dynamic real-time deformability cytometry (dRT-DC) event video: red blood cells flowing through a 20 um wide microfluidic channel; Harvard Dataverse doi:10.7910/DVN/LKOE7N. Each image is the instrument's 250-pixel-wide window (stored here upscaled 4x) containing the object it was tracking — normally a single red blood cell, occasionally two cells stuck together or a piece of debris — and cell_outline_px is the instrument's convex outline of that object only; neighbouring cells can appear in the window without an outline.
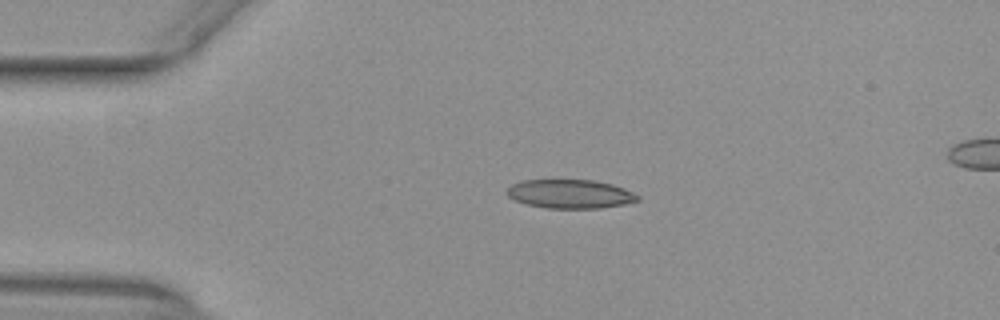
{"species": "common noctule bat (a hibernating species)", "species_latin": "Nyctalus noctula", "temperature_condition": "warm", "stored_images_in_passage": 41, "camera_frame_rate_fps": 3000, "um_per_image_px": 0.085, "animal": {"sex": "female", "body_mass_g": 29.2, "forearm_length_mm": 56.3}, "frame": {"image": 1, "passage_image": 1, "time_ms": 0.0, "image_size_px": [1000, 320], "cell_outline_px": [[640, 200], [624, 204], [600, 208], [544, 208], [524, 204], [508, 196], [504, 192], [512, 184], [520, 180], [592, 180], [612, 184], [624, 188], [640, 196]], "centroid_in_image_um": [48.44, 16.48], "position_along_channel_um": 36.6, "area_um2": 22.08}}
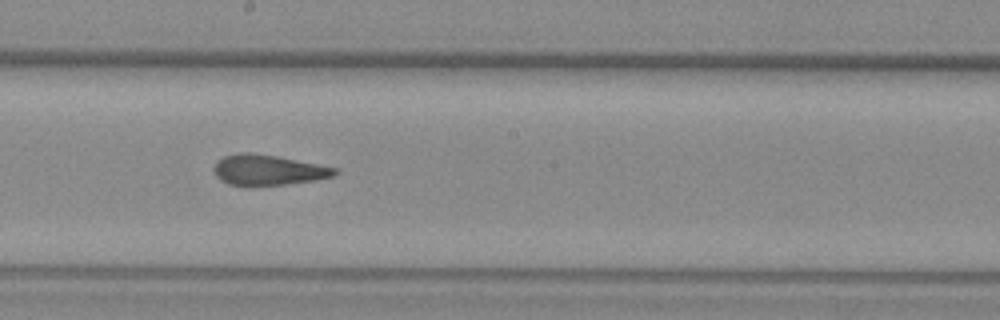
{"frame": {"image": 2, "passage_image": 18, "time_ms": 5.667, "image_size_px": [1000, 320], "cell_outline_px": [[340, 172], [336, 176], [316, 180], [284, 184], [248, 188], [228, 184], [220, 180], [216, 176], [216, 164], [224, 156], [240, 152], [252, 152], [276, 156], [336, 168]], "centroid_in_image_um": [22.8, 14.48], "position_along_channel_um": 225.4, "area_um2": 21.68}}
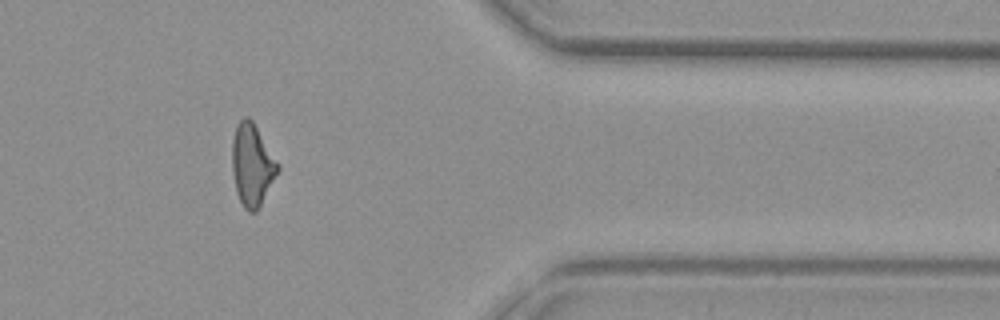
{"frame": {"image": 3, "passage_image": 32, "time_ms": 10.333, "image_size_px": [1000, 320], "cell_outline_px": [[280, 168], [256, 212], [248, 212], [244, 208], [236, 192], [232, 172], [232, 140], [236, 124], [244, 116], [248, 116], [252, 120], [280, 164]], "centroid_in_image_um": [21.42, 13.99], "position_along_channel_um": 390.0, "area_um2": 21.85}, "authors_computed_cell_mechanics": {"area_um2": 21.9062, "velocity_mm_per_s": 3.9903, "shape_relaxation_time_tau1_ms": null, "shape_relaxation_time_tau2_ms": 1.6295, "deformation_change_tau1": null, "deformation_change_tau2": 0.0999}}